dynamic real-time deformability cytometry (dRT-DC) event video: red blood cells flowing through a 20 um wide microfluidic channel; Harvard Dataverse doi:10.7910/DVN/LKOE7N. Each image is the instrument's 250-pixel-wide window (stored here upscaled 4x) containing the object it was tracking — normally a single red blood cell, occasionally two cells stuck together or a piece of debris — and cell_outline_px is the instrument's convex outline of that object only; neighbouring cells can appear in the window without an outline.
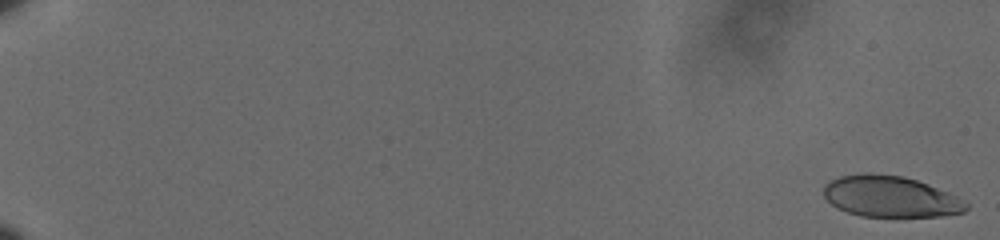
{"species": "human", "species_latin": "Homo sapiens", "temperature_condition": "cold", "stored_images_in_passage": 61, "camera_frame_rate_fps": 3000, "um_per_image_px": 0.085, "donor": {"sex": "male"}, "frame": {"image": 1, "passage_image": 1, "time_ms": 0.0, "image_size_px": [1000, 240], "cell_outline_px": [[968, 208], [964, 212], [940, 216], [860, 216], [836, 208], [824, 196], [824, 184], [840, 176], [864, 172], [904, 176], [928, 184], [948, 192], [956, 196], [968, 204]], "centroid_in_image_um": [75.67, 16.7], "position_along_channel_um": 9.3, "area_um2": 34.1}}
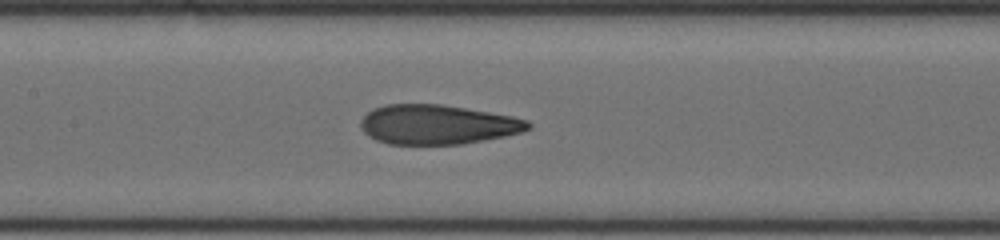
{"frame": {"image": 2, "passage_image": 33, "time_ms": 10.667, "image_size_px": [1000, 240], "cell_outline_px": [[532, 128], [520, 132], [504, 136], [484, 140], [460, 144], [388, 144], [376, 140], [368, 136], [360, 128], [360, 120], [372, 108], [388, 104], [440, 104], [512, 116], [528, 120], [532, 124]], "centroid_in_image_um": [37.16, 10.59], "position_along_channel_um": 170.2, "area_um2": 38.55}}
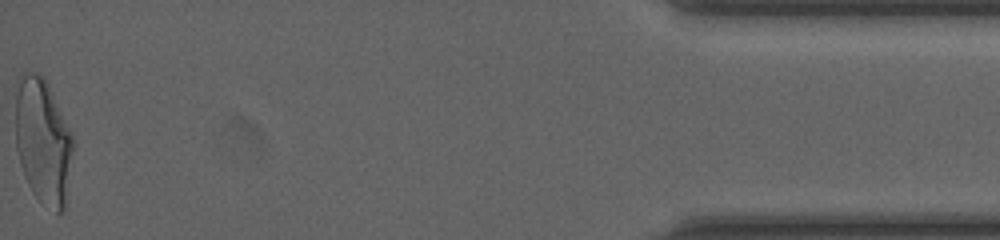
{"frame": {"image": 3, "passage_image": 61, "time_ms": 20.0, "image_size_px": [1000, 240], "cell_outline_px": [[76, 144], [64, 212], [56, 212], [40, 200], [32, 192], [24, 176], [20, 164], [16, 148], [16, 76], [24, 72], [36, 72], [44, 76], [76, 140]], "centroid_in_image_um": [3.68, 11.97], "position_along_channel_um": 431.5, "area_um2": 43.12}, "authors_computed_cell_mechanics": {"area_um2": 38.5526, "velocity_mm_per_s": 3.6098, "shape_relaxation_time_tau1_ms": 7.2673, "shape_relaxation_time_tau2_ms": 1.2824, "deformation_change_tau1": 0.2475, "deformation_change_tau2": 0.0783}}